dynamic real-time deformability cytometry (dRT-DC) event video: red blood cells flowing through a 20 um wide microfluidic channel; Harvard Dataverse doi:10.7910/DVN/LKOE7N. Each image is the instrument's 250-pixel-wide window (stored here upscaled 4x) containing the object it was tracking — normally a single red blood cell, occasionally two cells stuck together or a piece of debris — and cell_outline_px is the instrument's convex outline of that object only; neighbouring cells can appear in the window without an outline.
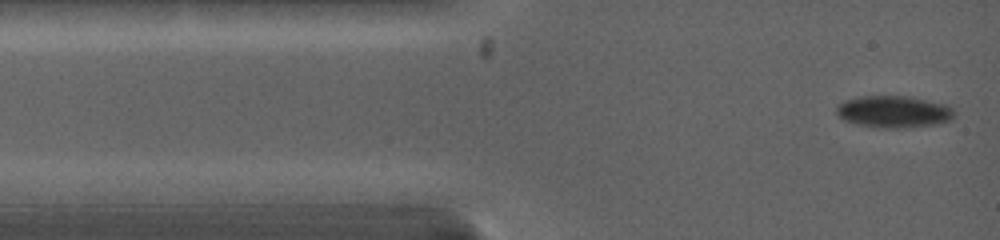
{"species": "common noctule bat (a hibernating species)", "species_latin": "Nyctalus noctula", "temperature_condition": "warm", "stored_images_in_passage": 3, "camera_frame_rate_fps": 5000, "um_per_image_px": 0.085, "animal": {"sex": "female", "body_mass_g": 19.0, "forearm_length_mm": 53.3}, "frame": {"image": 1, "passage_image": 3, "time_ms": 1.0, "image_size_px": [1000, 240], "cell_outline_px": [[956, 112], [952, 120], [936, 124], [904, 128], [888, 128], [860, 124], [844, 120], [836, 116], [836, 108], [844, 100], [860, 96], [912, 96], [944, 104], [952, 108]], "centroid_in_image_um": [75.99, 9.48], "position_along_channel_um": 9.0, "area_um2": 21.96}}